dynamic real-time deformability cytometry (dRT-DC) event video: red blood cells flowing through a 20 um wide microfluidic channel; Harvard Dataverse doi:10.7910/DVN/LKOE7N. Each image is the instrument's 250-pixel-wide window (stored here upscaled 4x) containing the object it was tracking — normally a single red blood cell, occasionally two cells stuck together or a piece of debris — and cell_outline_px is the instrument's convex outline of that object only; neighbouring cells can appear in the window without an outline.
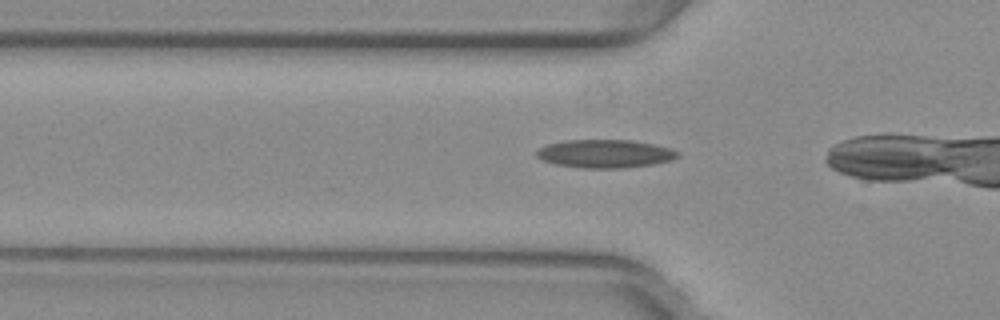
{"species": "common noctule bat (a hibernating species)", "species_latin": "Nyctalus noctula", "temperature_condition": "warm", "stored_images_in_passage": 21, "camera_frame_rate_fps": 3000, "um_per_image_px": 0.085, "animal": {"sex": "female", "body_mass_g": 29.2, "forearm_length_mm": 56.3}, "frame": {"image": 1, "passage_image": 3, "time_ms": 0.667, "image_size_px": [1000, 320], "cell_outline_px": [[680, 156], [672, 160], [652, 164], [624, 168], [580, 168], [556, 164], [540, 160], [536, 156], [536, 152], [540, 148], [548, 144], [568, 140], [632, 140], [652, 144], [668, 148], [680, 152]], "centroid_in_image_um": [51.42, 13.07], "position_along_channel_um": 74.4, "area_um2": 23.18}}
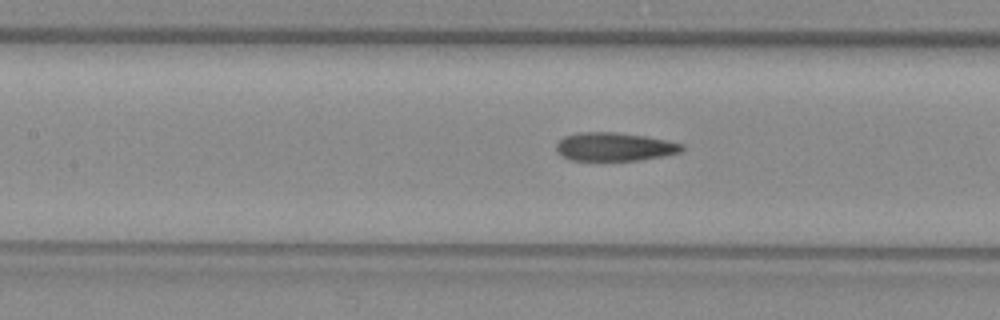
{"frame": {"image": 2, "passage_image": 9, "time_ms": 2.667, "image_size_px": [1000, 320], "cell_outline_px": [[684, 148], [680, 152], [664, 156], [636, 160], [572, 160], [564, 156], [556, 148], [556, 144], [564, 136], [576, 132], [616, 132], [644, 136], [668, 140], [684, 144]], "centroid_in_image_um": [52.26, 12.46], "position_along_channel_um": 155.1, "area_um2": 20.69}}
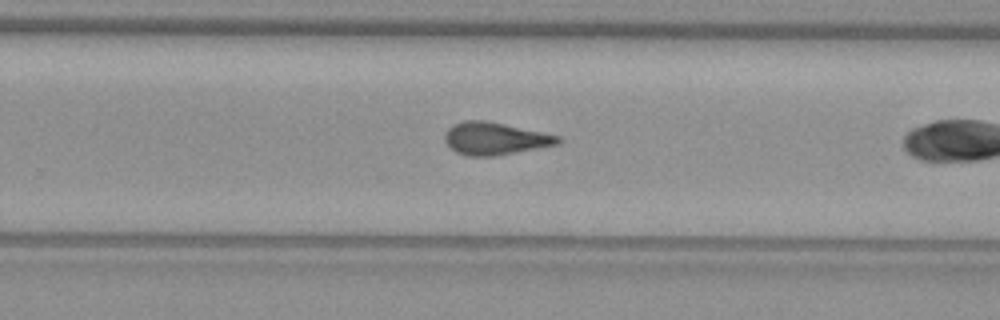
{"frame": {"image": 3, "passage_image": 19, "time_ms": 6.0, "image_size_px": [1000, 320], "cell_outline_px": [[564, 140], [560, 144], [492, 156], [468, 156], [456, 152], [444, 140], [444, 136], [448, 128], [452, 124], [464, 120], [484, 120], [504, 124], [560, 136]], "centroid_in_image_um": [42.07, 11.77], "position_along_channel_um": 287.7, "area_um2": 21.27}}